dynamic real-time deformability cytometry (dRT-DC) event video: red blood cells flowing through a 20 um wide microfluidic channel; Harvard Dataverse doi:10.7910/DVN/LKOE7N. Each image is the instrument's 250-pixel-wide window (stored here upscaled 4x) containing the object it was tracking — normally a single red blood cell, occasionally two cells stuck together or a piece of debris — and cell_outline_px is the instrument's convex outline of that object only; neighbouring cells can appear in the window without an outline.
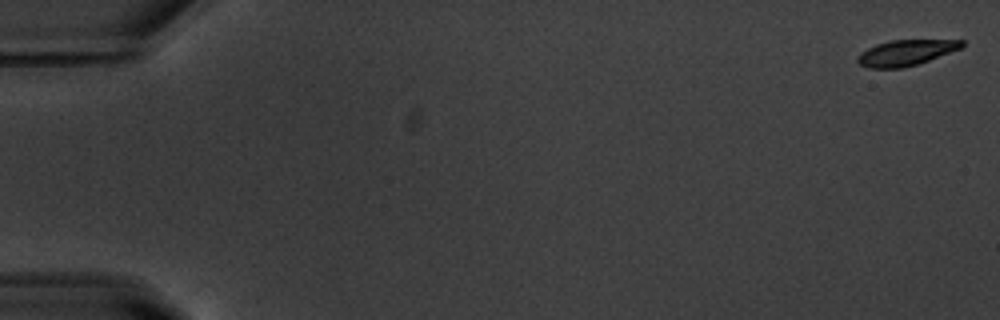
{"species": "common noctule bat (a hibernating species)", "species_latin": "Nyctalus noctula", "temperature_condition": "warm", "stored_images_in_passage": 55, "camera_frame_rate_fps": 3000, "um_per_image_px": 0.085, "animal": {"sex": "male", "body_mass_g": 20.1, "forearm_length_mm": 53.5}, "frame": {"image": 1, "passage_image": 1, "time_ms": 0.0, "image_size_px": [1000, 320], "cell_outline_px": [[964, 48], [904, 68], [868, 68], [860, 64], [856, 60], [856, 56], [860, 52], [876, 44], [892, 40], [964, 40]], "centroid_in_image_um": [77.0, 4.48], "position_along_channel_um": 8.0, "area_um2": 15.66}}
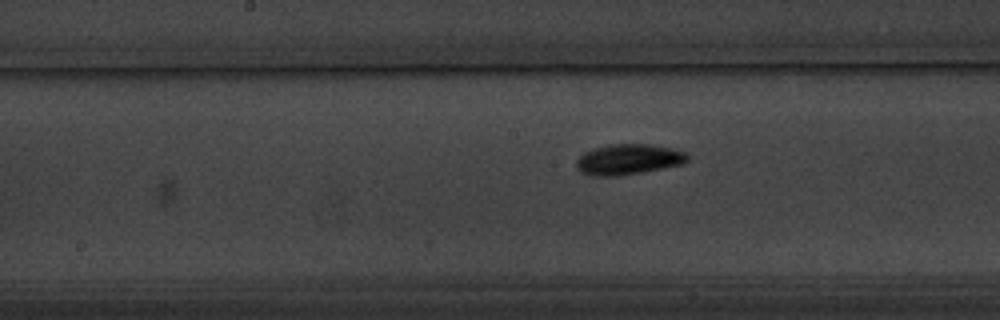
{"frame": {"image": 2, "passage_image": 29, "time_ms": 9.333, "image_size_px": [1000, 320], "cell_outline_px": [[688, 160], [684, 164], [640, 172], [616, 176], [592, 176], [580, 172], [576, 168], [576, 160], [584, 152], [592, 148], [608, 144], [648, 144], [672, 148], [684, 152], [688, 156]], "centroid_in_image_um": [53.37, 13.54], "position_along_channel_um": 194.8, "area_um2": 19.83}}
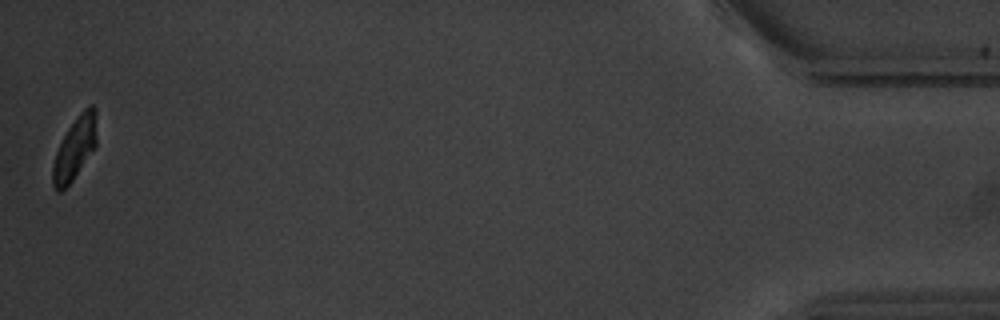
{"frame": {"image": 3, "passage_image": 55, "time_ms": 18.0, "image_size_px": [1000, 320], "cell_outline_px": [[96, 144], [72, 180], [60, 192], [56, 192], [52, 184], [52, 164], [56, 152], [68, 128], [80, 112], [88, 104], [92, 104], [96, 108]], "centroid_in_image_um": [6.34, 12.58], "position_along_channel_um": 428.9, "area_um2": 15.78}, "authors_computed_cell_mechanics": {"area_um2": 17.2822, "velocity_mm_per_s": 3.697, "shape_relaxation_time_tau1_ms": 2.4836, "shape_relaxation_time_tau2_ms": null, "deformation_change_tau1": 0.124, "deformation_change_tau2": null}}